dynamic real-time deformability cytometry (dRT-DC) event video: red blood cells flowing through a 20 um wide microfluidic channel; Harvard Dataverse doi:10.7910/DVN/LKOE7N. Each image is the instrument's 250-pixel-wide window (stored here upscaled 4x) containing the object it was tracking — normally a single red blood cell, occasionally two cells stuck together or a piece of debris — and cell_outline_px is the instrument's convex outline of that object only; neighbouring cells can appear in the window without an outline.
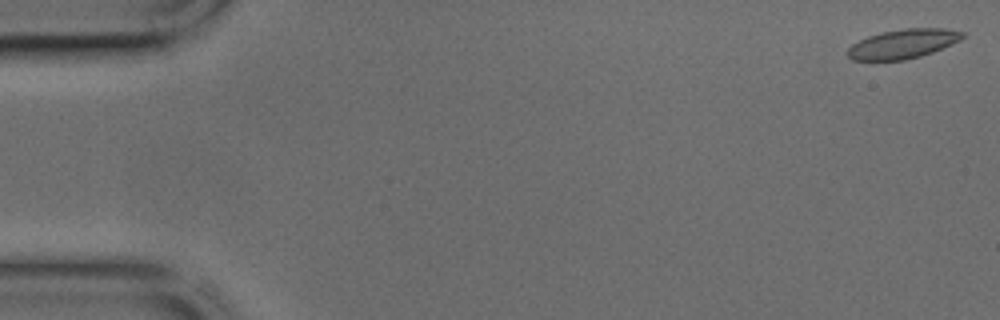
{"species": "common noctule bat (a hibernating species)", "species_latin": "Nyctalus noctula", "temperature_condition": "cold", "stored_images_in_passage": 14, "camera_frame_rate_fps": 3000, "um_per_image_px": 0.085, "animal": {"sex": "male", "body_mass_g": 17.9, "forearm_length_mm": 54.2}, "frame": {"image": 1, "passage_image": 1, "time_ms": 0.0, "image_size_px": [1000, 320], "cell_outline_px": [[964, 36], [960, 40], [952, 44], [932, 52], [920, 56], [904, 60], [852, 60], [848, 56], [848, 48], [852, 44], [868, 36], [884, 32], [904, 28], [944, 28], [964, 32]], "centroid_in_image_um": [76.76, 3.72], "position_along_channel_um": 8.2, "area_um2": 19.42}}
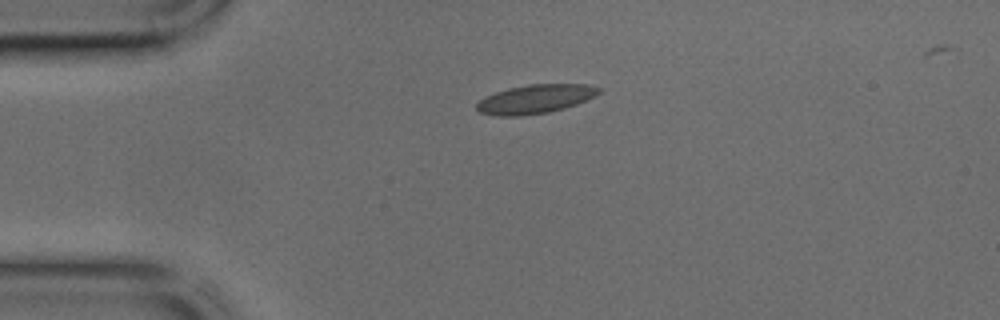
{"frame": {"image": 2, "passage_image": 10, "time_ms": 3.0, "image_size_px": [1000, 320], "cell_outline_px": [[600, 92], [596, 96], [576, 104], [564, 108], [548, 112], [520, 116], [496, 116], [480, 112], [476, 108], [476, 104], [480, 100], [496, 92], [508, 88], [528, 84], [588, 84], [600, 88]], "centroid_in_image_um": [45.51, 8.41], "position_along_channel_um": 39.5, "area_um2": 20.46}}